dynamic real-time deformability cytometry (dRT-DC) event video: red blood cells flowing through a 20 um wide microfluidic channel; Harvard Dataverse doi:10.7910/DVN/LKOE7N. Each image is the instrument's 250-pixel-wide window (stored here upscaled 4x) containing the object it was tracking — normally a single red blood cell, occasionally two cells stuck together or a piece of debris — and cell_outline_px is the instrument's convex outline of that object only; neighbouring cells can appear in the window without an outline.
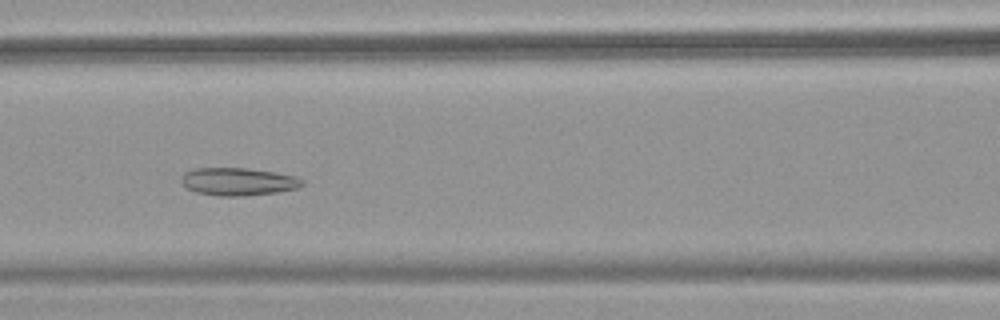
{"species": "common noctule bat (a hibernating species)", "species_latin": "Nyctalus noctula", "temperature_condition": "warm", "stored_images_in_passage": 49, "camera_frame_rate_fps": 3000, "um_per_image_px": 0.085, "animal": {"sex": "female", "body_mass_g": 18.4}, "frame": {"image": 1, "passage_image": 19, "time_ms": 6.0, "image_size_px": [1000, 320], "cell_outline_px": [[304, 184], [296, 188], [276, 192], [244, 196], [216, 196], [196, 192], [188, 188], [180, 180], [180, 176], [184, 172], [196, 168], [244, 168], [276, 172], [296, 176], [304, 180]], "centroid_in_image_um": [20.23, 15.43], "position_along_channel_um": 146.4, "area_um2": 19.59}}
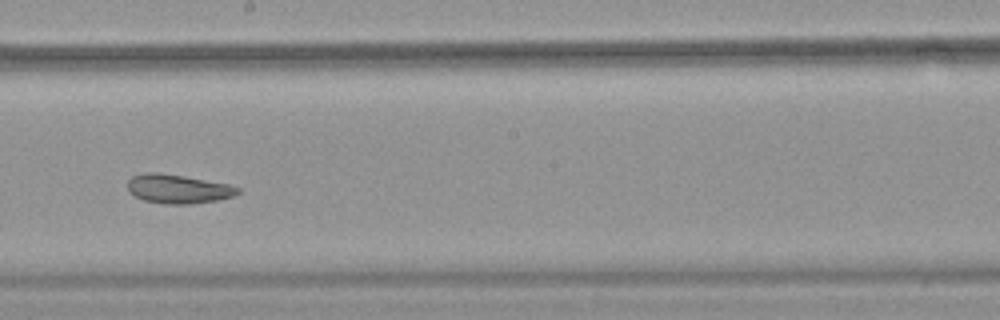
{"frame": {"image": 2, "passage_image": 26, "time_ms": 8.333, "image_size_px": [1000, 320], "cell_outline_px": [[240, 192], [232, 196], [216, 200], [192, 204], [164, 204], [144, 200], [128, 192], [128, 180], [132, 176], [144, 172], [160, 172], [184, 176], [228, 184], [240, 188]], "centroid_in_image_um": [15.1, 16.05], "position_along_channel_um": 233.1, "area_um2": 18.61}}
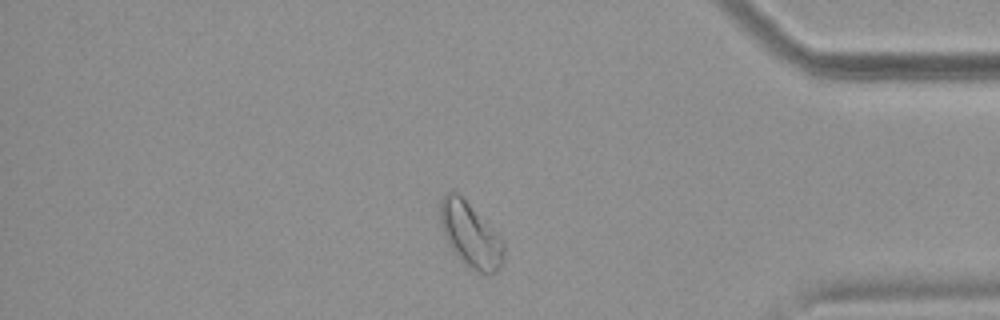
{"frame": {"image": 3, "passage_image": 41, "time_ms": 13.333, "image_size_px": [1000, 320], "cell_outline_px": [[504, 256], [500, 268], [492, 276], [488, 276], [468, 268], [452, 252], [444, 236], [440, 224], [440, 200], [448, 192], [456, 192], [504, 240]], "centroid_in_image_um": [39.99, 20.05], "position_along_channel_um": 395.2, "area_um2": 24.04}, "authors_computed_cell_mechanics": {"area_um2": 22.1952, "velocity_mm_per_s": 3.748, "shape_relaxation_time_tau1_ms": null, "shape_relaxation_time_tau2_ms": 3.1578, "deformation_change_tau1": null, "deformation_change_tau2": 0.0837}}